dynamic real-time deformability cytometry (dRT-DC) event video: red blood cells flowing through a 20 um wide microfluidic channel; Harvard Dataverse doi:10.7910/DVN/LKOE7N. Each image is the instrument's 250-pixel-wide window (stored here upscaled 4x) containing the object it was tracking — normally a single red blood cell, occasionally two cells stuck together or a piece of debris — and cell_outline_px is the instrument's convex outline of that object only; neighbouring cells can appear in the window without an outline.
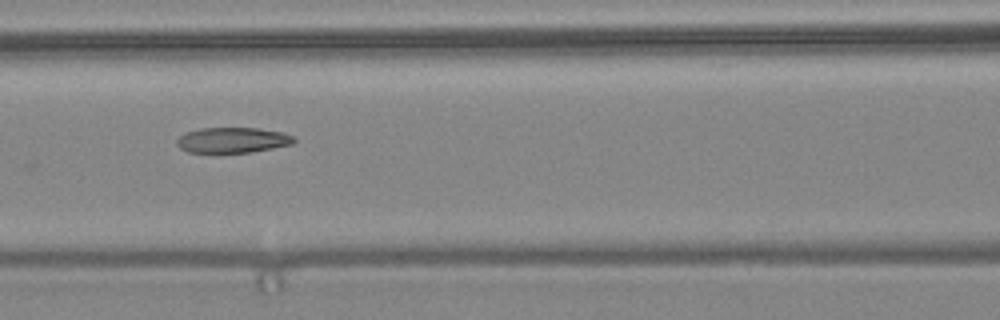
{"species": "common noctule bat (a hibernating species)", "species_latin": "Nyctalus noctula", "temperature_condition": "warm", "stored_images_in_passage": 10, "camera_frame_rate_fps": 3000, "um_per_image_px": 0.085, "animal": {"sex": "female", "body_mass_g": 24.6, "forearm_length_mm": 56.2}, "frame": {"image": 1, "passage_image": 7, "time_ms": 2.0, "image_size_px": [1000, 320], "cell_outline_px": [[296, 140], [292, 144], [252, 152], [216, 156], [212, 156], [188, 152], [180, 148], [176, 144], [176, 140], [180, 136], [188, 132], [200, 128], [256, 128], [284, 132], [296, 136]], "centroid_in_image_um": [19.74, 11.96], "position_along_channel_um": 146.9, "area_um2": 18.32}}
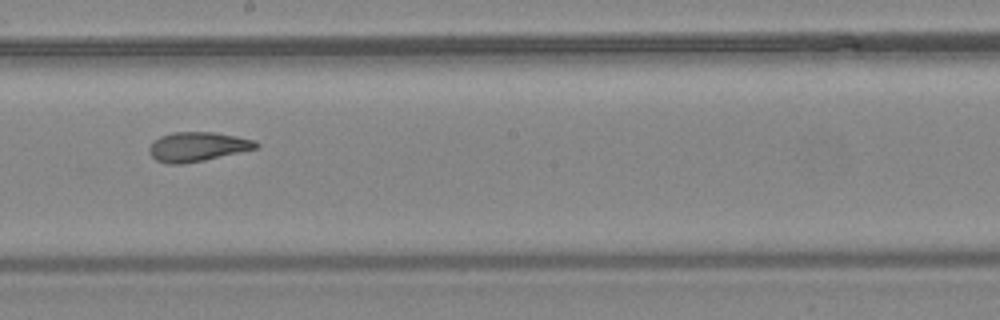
{"frame": {"image": 2, "passage_image": 9, "time_ms": 2.667, "image_size_px": [1000, 320], "cell_outline_px": [[260, 144], [256, 148], [204, 160], [184, 164], [168, 164], [156, 160], [148, 152], [148, 148], [160, 136], [172, 132], [216, 132], [256, 140]], "centroid_in_image_um": [16.78, 12.46], "position_along_channel_um": 231.4, "area_um2": 18.21}}
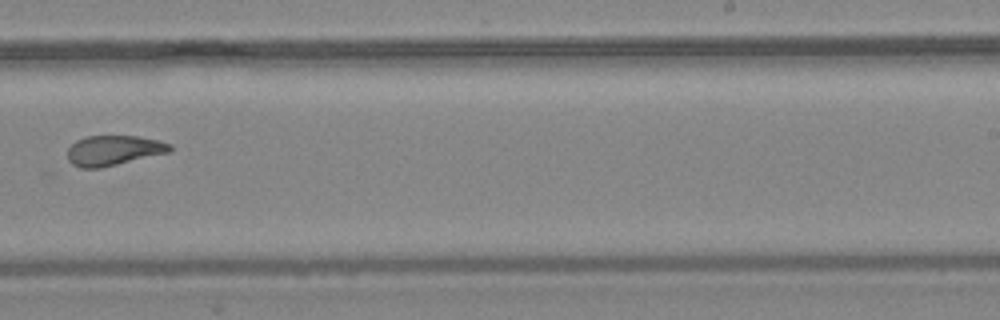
{"frame": {"image": 3, "passage_image": 10, "time_ms": 3.0, "image_size_px": [1000, 320], "cell_outline_px": [[172, 148], [168, 152], [100, 168], [80, 168], [72, 164], [68, 160], [68, 148], [76, 140], [84, 136], [136, 136], [156, 140], [172, 144]], "centroid_in_image_um": [9.61, 12.78], "position_along_channel_um": 279.4, "area_um2": 17.74}}